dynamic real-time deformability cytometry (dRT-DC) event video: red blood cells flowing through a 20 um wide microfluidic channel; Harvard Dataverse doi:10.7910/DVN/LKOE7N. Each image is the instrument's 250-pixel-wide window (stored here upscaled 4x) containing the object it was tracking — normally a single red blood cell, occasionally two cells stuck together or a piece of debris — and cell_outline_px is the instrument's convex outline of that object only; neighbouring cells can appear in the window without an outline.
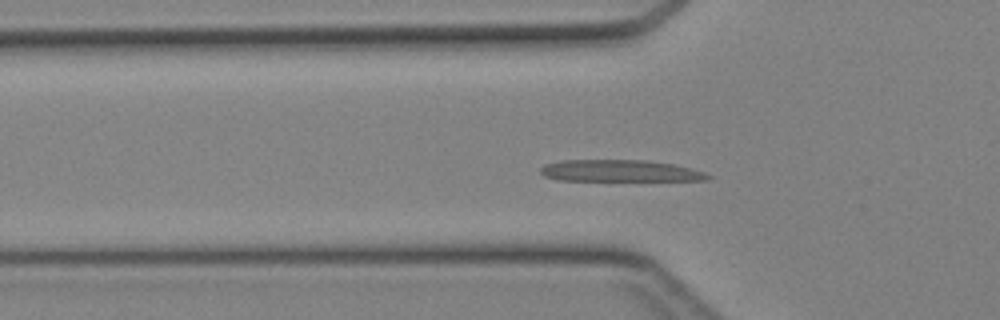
{"species": "Egyptian fruit bat (a non-hibernating species)", "species_latin": "Rousettus aegyptiacus", "temperature_condition": "cold", "stored_images_in_passage": 38, "segment_of_instrument_passage": [1, 2], "camera_frame_rate_fps": 3000, "um_per_image_px": 0.085, "animal": {"sex": "female"}, "frame": {"image": 1, "passage_image": 7, "time_ms": 2.0, "image_size_px": [1000, 320], "cell_outline_px": [[712, 176], [708, 180], [556, 180], [544, 176], [540, 172], [540, 168], [544, 164], [560, 160], [648, 160], [672, 164], [692, 168], [704, 172]], "centroid_in_image_um": [52.66, 14.51], "position_along_channel_um": 73.1, "area_um2": 21.15}}
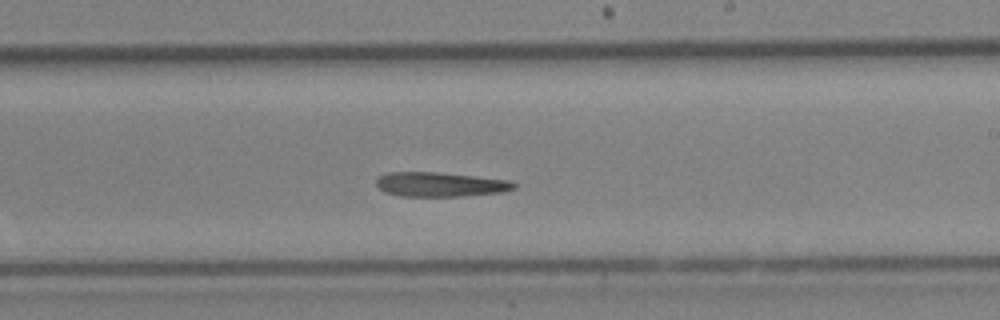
{"frame": {"image": 2, "passage_image": 19, "time_ms": 6.0, "image_size_px": [1000, 320], "cell_outline_px": [[516, 188], [504, 192], [460, 196], [400, 196], [384, 192], [376, 184], [376, 180], [380, 176], [388, 172], [440, 172], [512, 180], [516, 184]], "centroid_in_image_um": [37.46, 15.67], "position_along_channel_um": 251.5, "area_um2": 19.77}}
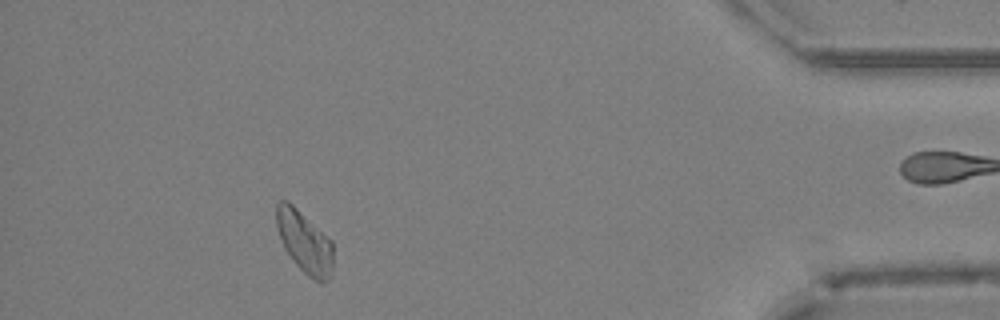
{"frame": {"image": 3, "passage_image": 33, "time_ms": 10.667, "image_size_px": [1000, 320], "cell_outline_px": [[332, 276], [328, 280], [320, 284], [308, 276], [292, 260], [284, 248], [280, 240], [276, 228], [276, 204], [280, 200], [288, 200], [332, 240]], "centroid_in_image_um": [25.87, 20.58], "position_along_channel_um": 409.3, "area_um2": 20.75}}